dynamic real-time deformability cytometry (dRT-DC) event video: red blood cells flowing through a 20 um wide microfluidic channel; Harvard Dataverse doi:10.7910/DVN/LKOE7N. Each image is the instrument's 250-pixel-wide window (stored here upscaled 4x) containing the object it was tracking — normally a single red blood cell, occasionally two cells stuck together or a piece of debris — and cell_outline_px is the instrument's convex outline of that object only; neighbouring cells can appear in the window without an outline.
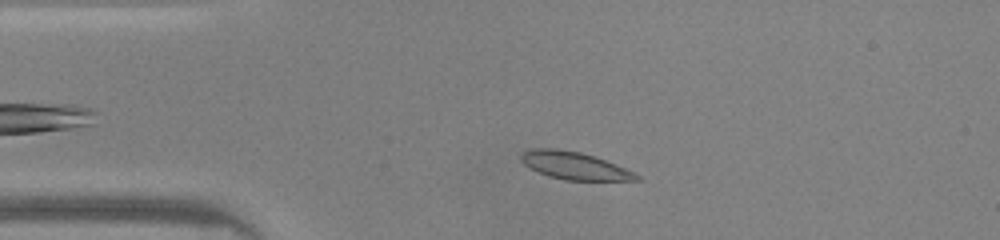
{"species": "common noctule bat (a hibernating species)", "species_latin": "Nyctalus noctula", "temperature_condition": "warm", "stored_images_in_passage": 35, "camera_frame_rate_fps": 3000, "um_per_image_px": 0.085, "animal": {"sex": "male", "body_mass_g": 20.0, "forearm_length_mm": 53.3}, "frame": {"image": 1, "passage_image": 7, "time_ms": 2.0, "image_size_px": [1000, 240], "cell_outline_px": [[644, 180], [564, 180], [548, 176], [524, 164], [520, 160], [520, 156], [524, 152], [532, 148], [556, 148], [580, 152], [616, 164], [640, 176]], "centroid_in_image_um": [48.82, 14.08], "position_along_channel_um": 36.2, "area_um2": 18.26}}
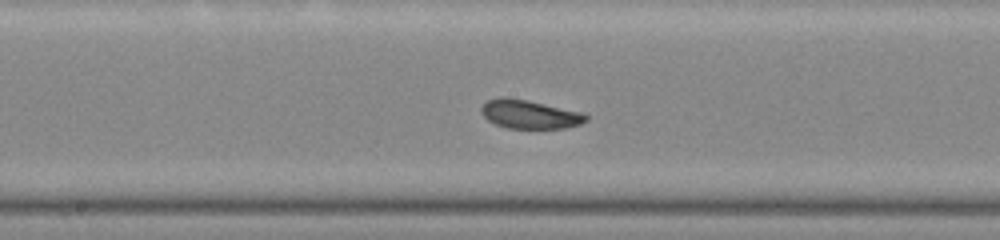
{"frame": {"image": 2, "passage_image": 21, "time_ms": 6.667, "image_size_px": [1000, 240], "cell_outline_px": [[588, 120], [580, 124], [568, 128], [508, 128], [496, 124], [488, 120], [480, 112], [480, 108], [488, 100], [500, 96], [504, 96], [528, 100], [584, 112], [588, 116]], "centroid_in_image_um": [45.04, 9.7], "position_along_channel_um": 203.2, "area_um2": 17.69}}
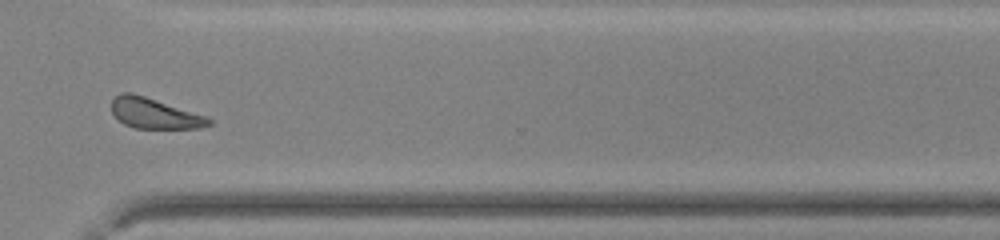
{"frame": {"image": 3, "passage_image": 32, "time_ms": 10.333, "image_size_px": [1000, 240], "cell_outline_px": [[212, 124], [200, 128], [136, 128], [124, 124], [112, 112], [112, 100], [120, 92], [132, 92], [208, 116], [212, 120]], "centroid_in_image_um": [13.16, 9.63], "position_along_channel_um": 357.4, "area_um2": 17.22}, "authors_computed_cell_mechanics": {"area_um2": 17.8602, "velocity_mm_per_s": 4.1919, "shape_relaxation_time_tau1_ms": 1.8249, "shape_relaxation_time_tau2_ms": 4.0869, "deformation_change_tau1": 0.0957, "deformation_change_tau2": 0.0879}}